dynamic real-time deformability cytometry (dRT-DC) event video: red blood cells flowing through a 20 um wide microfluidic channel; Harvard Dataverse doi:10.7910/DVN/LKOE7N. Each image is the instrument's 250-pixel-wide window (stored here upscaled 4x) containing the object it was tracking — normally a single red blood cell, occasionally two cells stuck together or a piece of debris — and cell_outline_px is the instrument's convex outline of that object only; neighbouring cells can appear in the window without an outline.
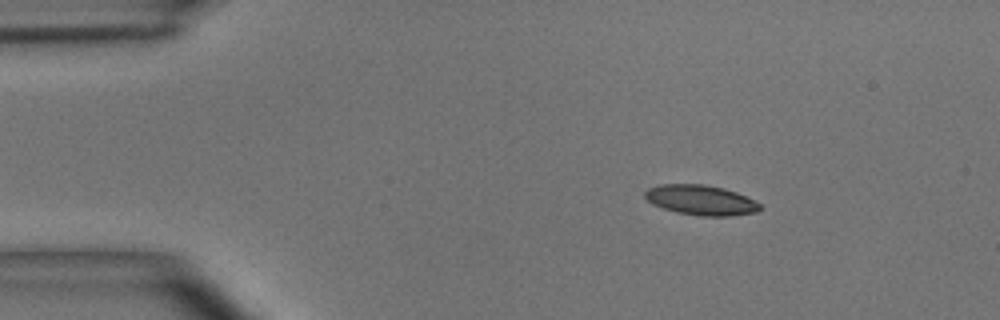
{"species": "common noctule bat (a hibernating species)", "species_latin": "Nyctalus noctula", "temperature_condition": "room temperature", "stored_images_in_passage": 42, "camera_frame_rate_fps": 3000, "um_per_image_px": 0.085, "animal": {"sex": "male", "body_mass_g": 15.6}, "frame": {"image": 1, "passage_image": 1, "time_ms": 0.0, "image_size_px": [1000, 320], "cell_outline_px": [[760, 208], [756, 212], [732, 216], [700, 216], [676, 212], [652, 204], [644, 196], [644, 192], [648, 188], [660, 184], [704, 184], [724, 188], [736, 192], [760, 204]], "centroid_in_image_um": [59.54, 17.0], "position_along_channel_um": 25.5, "area_um2": 20.06}}
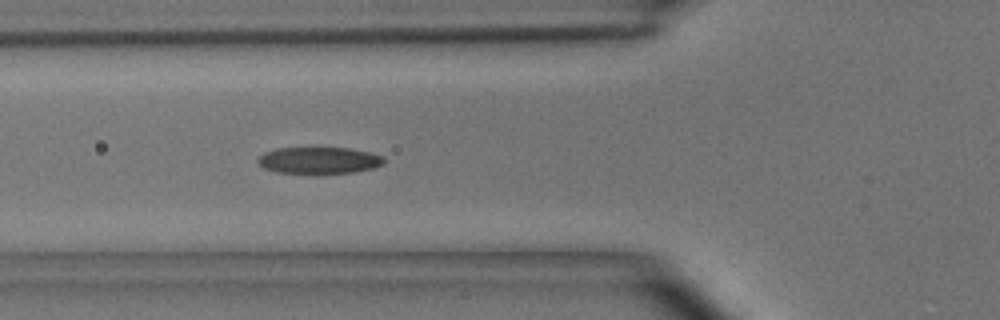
{"frame": {"image": 2, "passage_image": 11, "time_ms": 3.333, "image_size_px": [1000, 320], "cell_outline_px": [[384, 164], [372, 168], [356, 172], [316, 176], [276, 172], [264, 168], [256, 160], [264, 152], [276, 148], [312, 144], [352, 148], [368, 152], [380, 156], [384, 160]], "centroid_in_image_um": [27.06, 13.61], "position_along_channel_um": 98.7, "area_um2": 21.39}}
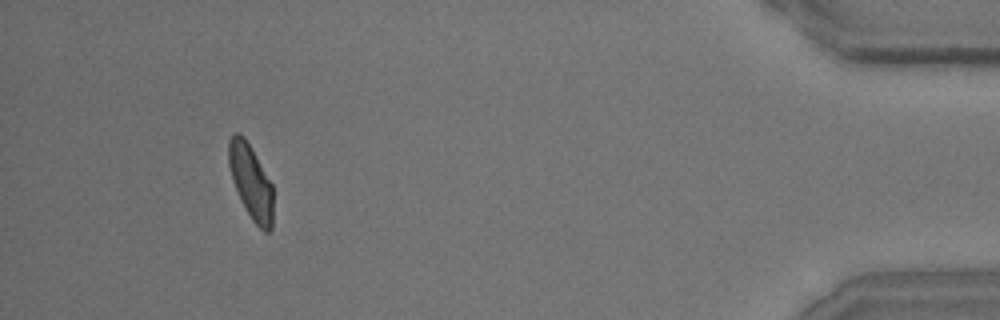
{"frame": {"image": 3, "passage_image": 39, "time_ms": 12.667, "image_size_px": [1000, 320], "cell_outline_px": [[272, 228], [268, 232], [264, 232], [252, 220], [240, 200], [232, 180], [228, 164], [228, 140], [236, 132], [240, 132], [244, 136], [272, 184]], "centroid_in_image_um": [21.3, 15.45], "position_along_channel_um": 413.9, "area_um2": 19.19}, "authors_computed_cell_mechanics": {"area_um2": 20.2878, "velocity_mm_per_s": 4.0687, "shape_relaxation_time_tau1_ms": 4.9438, "shape_relaxation_time_tau2_ms": 1.5806, "deformation_change_tau1": 0.1362, "deformation_change_tau2": 0.0777}}